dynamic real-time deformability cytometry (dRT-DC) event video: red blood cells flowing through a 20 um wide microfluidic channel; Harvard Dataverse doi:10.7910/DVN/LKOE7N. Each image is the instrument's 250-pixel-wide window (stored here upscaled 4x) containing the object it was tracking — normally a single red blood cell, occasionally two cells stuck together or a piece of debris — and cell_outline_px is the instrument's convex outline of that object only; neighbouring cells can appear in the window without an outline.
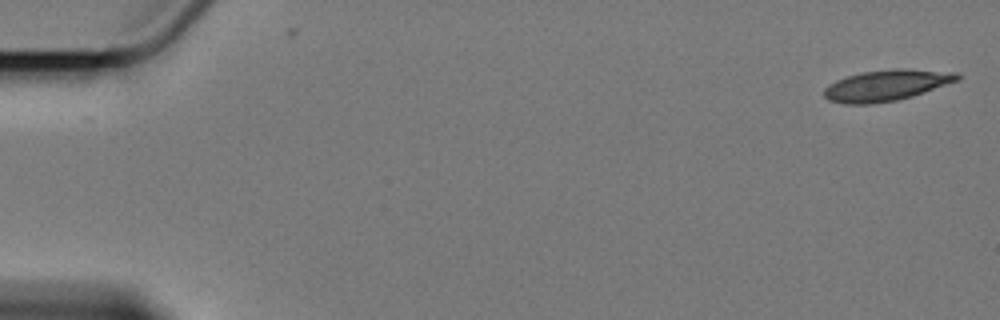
{"species": "Egyptian fruit bat (a non-hibernating species)", "species_latin": "Rousettus aegyptiacus", "temperature_condition": "cold", "stored_images_in_passage": 7, "segment_of_instrument_passage": [1, 2], "camera_frame_rate_fps": 3000, "um_per_image_px": 0.085, "animal": {"sex": "female"}, "frame": {"image": 1, "passage_image": 1, "time_ms": 0.0, "image_size_px": [1000, 320], "cell_outline_px": [[960, 80], [912, 96], [896, 100], [868, 104], [848, 104], [828, 100], [824, 96], [824, 88], [828, 84], [836, 80], [860, 72], [896, 68], [904, 68], [956, 72], [960, 76]], "centroid_in_image_um": [75.35, 7.24], "position_along_channel_um": 9.7, "area_um2": 24.1}}